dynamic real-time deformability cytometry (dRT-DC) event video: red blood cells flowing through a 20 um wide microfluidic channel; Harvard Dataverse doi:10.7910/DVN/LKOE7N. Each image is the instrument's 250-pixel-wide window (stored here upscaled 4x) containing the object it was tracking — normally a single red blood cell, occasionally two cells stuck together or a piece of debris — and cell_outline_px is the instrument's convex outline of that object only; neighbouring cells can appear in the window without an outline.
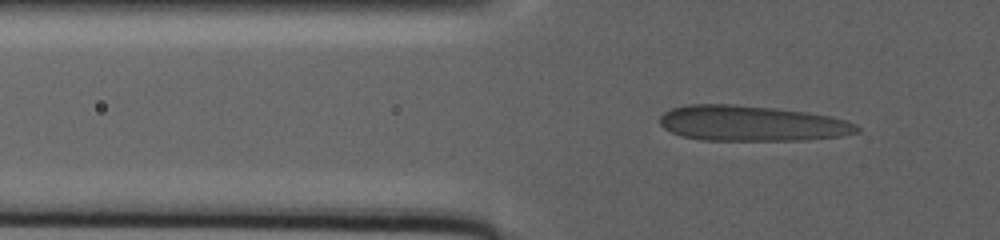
{"species": "human", "species_latin": "Homo sapiens", "temperature_condition": "warm", "stored_images_in_passage": 133, "camera_frame_rate_fps": 3000, "um_per_image_px": 0.085, "donor": {"sex": "male"}, "frame": {"image": 1, "passage_image": 70, "time_ms": 14.333, "image_size_px": [1000, 240], "cell_outline_px": [[860, 132], [840, 136], [804, 140], [700, 140], [684, 136], [672, 132], [664, 128], [660, 124], [660, 116], [664, 112], [672, 108], [684, 104], [736, 104], [776, 108], [804, 112], [828, 116], [844, 120], [856, 124], [860, 128]], "centroid_in_image_um": [63.87, 10.48], "position_along_channel_um": 61.9, "area_um2": 40.75}}
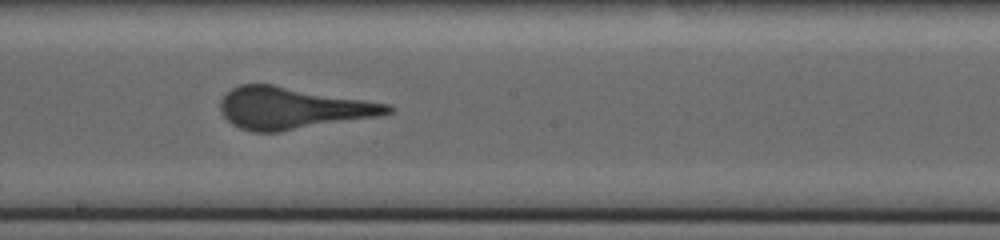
{"frame": {"image": 2, "passage_image": 99, "time_ms": 23.667, "image_size_px": [1000, 240], "cell_outline_px": [[396, 108], [392, 112], [384, 116], [280, 132], [252, 132], [240, 128], [232, 124], [220, 112], [220, 100], [232, 88], [240, 84], [272, 84], [392, 104]], "centroid_in_image_um": [24.93, 9.2], "position_along_channel_um": 223.3, "area_um2": 41.33}}
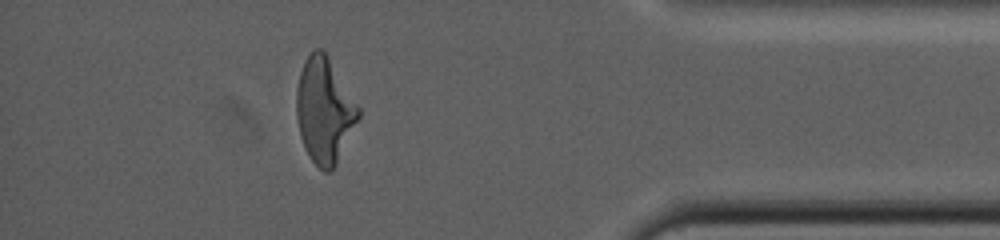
{"frame": {"image": 3, "passage_image": 124, "time_ms": 34.667, "image_size_px": [1000, 240], "cell_outline_px": [[360, 116], [336, 164], [328, 172], [324, 172], [312, 160], [300, 136], [296, 116], [296, 88], [300, 72], [304, 60], [312, 48], [324, 48], [360, 108]], "centroid_in_image_um": [27.56, 9.31], "position_along_channel_um": 407.6, "area_um2": 38.03}}